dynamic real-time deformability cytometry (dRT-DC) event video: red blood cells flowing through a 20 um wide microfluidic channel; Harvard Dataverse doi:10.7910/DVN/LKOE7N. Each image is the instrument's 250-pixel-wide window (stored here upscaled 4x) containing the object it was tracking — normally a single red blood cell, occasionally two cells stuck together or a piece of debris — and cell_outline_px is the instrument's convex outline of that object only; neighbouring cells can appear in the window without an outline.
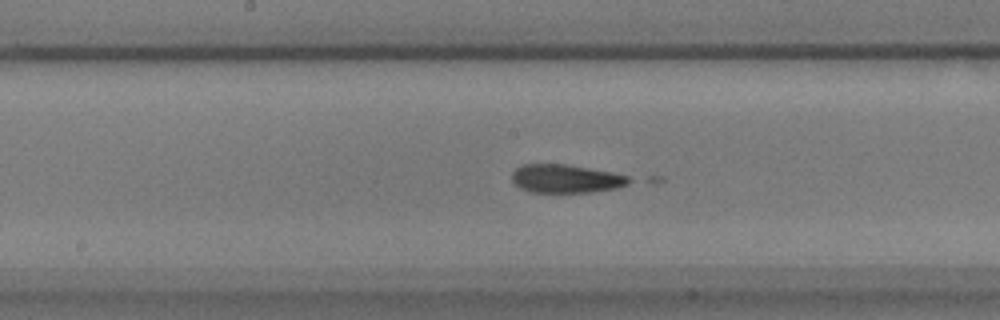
{"species": "common noctule bat (a hibernating species)", "species_latin": "Nyctalus noctula", "temperature_condition": "warm", "stored_images_in_passage": 41, "camera_frame_rate_fps": 3000, "um_per_image_px": 0.085, "animal": {"sex": "male", "body_mass_g": 17.9}, "frame": {"image": 1, "passage_image": 15, "time_ms": 4.667, "image_size_px": [1000, 320], "cell_outline_px": [[636, 180], [628, 184], [616, 188], [592, 192], [532, 192], [520, 188], [512, 180], [512, 172], [516, 168], [524, 164], [564, 164], [612, 172], [628, 176]], "centroid_in_image_um": [48.13, 15.19], "position_along_channel_um": 200.1, "area_um2": 19.36}}
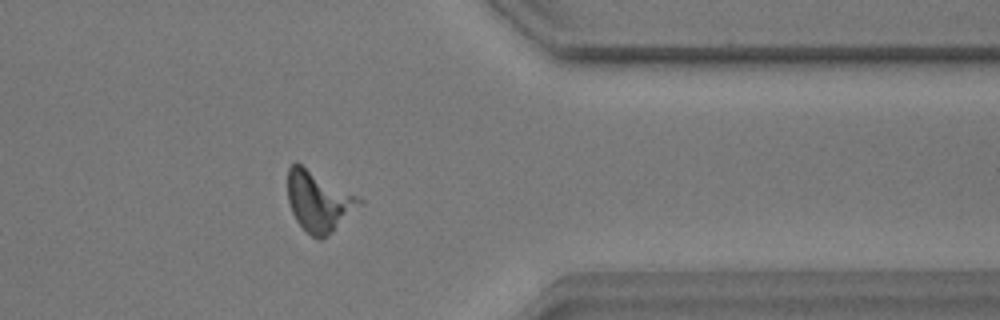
{"frame": {"image": 2, "passage_image": 31, "time_ms": 10.0, "image_size_px": [1000, 320], "cell_outline_px": [[364, 204], [332, 232], [320, 240], [312, 236], [296, 220], [292, 212], [288, 200], [288, 168], [296, 160], [364, 200]], "centroid_in_image_um": [27.1, 17.09], "position_along_channel_um": 384.3, "area_um2": 25.26}}
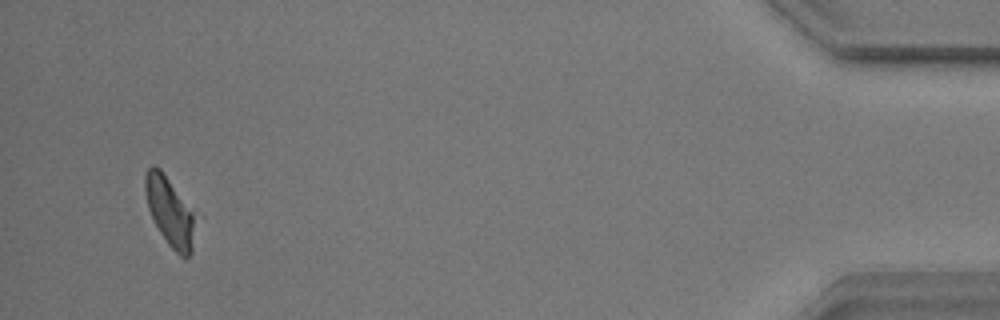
{"frame": {"image": 3, "passage_image": 39, "time_ms": 12.667, "image_size_px": [1000, 320], "cell_outline_px": [[204, 216], [192, 252], [188, 256], [180, 256], [168, 244], [160, 232], [148, 208], [144, 192], [144, 176], [148, 168], [152, 164], [156, 164], [160, 168]], "centroid_in_image_um": [14.61, 17.97], "position_along_channel_um": 420.6, "area_um2": 22.37}}